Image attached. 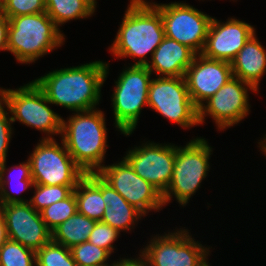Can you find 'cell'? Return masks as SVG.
I'll use <instances>...</instances> for the list:
<instances>
[{"label":"cell","mask_w":266,"mask_h":266,"mask_svg":"<svg viewBox=\"0 0 266 266\" xmlns=\"http://www.w3.org/2000/svg\"><path fill=\"white\" fill-rule=\"evenodd\" d=\"M152 73L147 66L131 65L120 73L112 94L115 127L126 136L136 129L142 107H148Z\"/></svg>","instance_id":"cell-7"},{"label":"cell","mask_w":266,"mask_h":266,"mask_svg":"<svg viewBox=\"0 0 266 266\" xmlns=\"http://www.w3.org/2000/svg\"><path fill=\"white\" fill-rule=\"evenodd\" d=\"M0 101V164L6 161L8 154L10 139L12 138V120L8 109Z\"/></svg>","instance_id":"cell-32"},{"label":"cell","mask_w":266,"mask_h":266,"mask_svg":"<svg viewBox=\"0 0 266 266\" xmlns=\"http://www.w3.org/2000/svg\"><path fill=\"white\" fill-rule=\"evenodd\" d=\"M0 101L11 114L12 123L18 120L27 127L44 132L46 137L42 139L61 136L63 118L47 105L51 103L34 80L16 89L1 88Z\"/></svg>","instance_id":"cell-5"},{"label":"cell","mask_w":266,"mask_h":266,"mask_svg":"<svg viewBox=\"0 0 266 266\" xmlns=\"http://www.w3.org/2000/svg\"><path fill=\"white\" fill-rule=\"evenodd\" d=\"M119 236V231L108 224L98 221L88 237V242L99 248H104L112 254L115 248L113 243L119 238Z\"/></svg>","instance_id":"cell-31"},{"label":"cell","mask_w":266,"mask_h":266,"mask_svg":"<svg viewBox=\"0 0 266 266\" xmlns=\"http://www.w3.org/2000/svg\"><path fill=\"white\" fill-rule=\"evenodd\" d=\"M5 220L7 237L23 246L38 251L52 240V232L28 202L0 205Z\"/></svg>","instance_id":"cell-15"},{"label":"cell","mask_w":266,"mask_h":266,"mask_svg":"<svg viewBox=\"0 0 266 266\" xmlns=\"http://www.w3.org/2000/svg\"><path fill=\"white\" fill-rule=\"evenodd\" d=\"M122 24L109 50L116 58L131 57L137 62L131 65L146 66L165 33L160 11L146 0H130ZM146 58V59H145Z\"/></svg>","instance_id":"cell-2"},{"label":"cell","mask_w":266,"mask_h":266,"mask_svg":"<svg viewBox=\"0 0 266 266\" xmlns=\"http://www.w3.org/2000/svg\"><path fill=\"white\" fill-rule=\"evenodd\" d=\"M249 91L257 92L250 84L233 77L199 108V124L210 116L219 131L238 124L249 115Z\"/></svg>","instance_id":"cell-13"},{"label":"cell","mask_w":266,"mask_h":266,"mask_svg":"<svg viewBox=\"0 0 266 266\" xmlns=\"http://www.w3.org/2000/svg\"><path fill=\"white\" fill-rule=\"evenodd\" d=\"M77 202V212L101 221L106 205L102 197V177L98 173H87L73 190Z\"/></svg>","instance_id":"cell-21"},{"label":"cell","mask_w":266,"mask_h":266,"mask_svg":"<svg viewBox=\"0 0 266 266\" xmlns=\"http://www.w3.org/2000/svg\"><path fill=\"white\" fill-rule=\"evenodd\" d=\"M34 184L77 186L86 173L75 163L64 142L41 139L28 157Z\"/></svg>","instance_id":"cell-8"},{"label":"cell","mask_w":266,"mask_h":266,"mask_svg":"<svg viewBox=\"0 0 266 266\" xmlns=\"http://www.w3.org/2000/svg\"><path fill=\"white\" fill-rule=\"evenodd\" d=\"M151 3L160 11L165 36L201 54L212 17L183 2Z\"/></svg>","instance_id":"cell-11"},{"label":"cell","mask_w":266,"mask_h":266,"mask_svg":"<svg viewBox=\"0 0 266 266\" xmlns=\"http://www.w3.org/2000/svg\"><path fill=\"white\" fill-rule=\"evenodd\" d=\"M36 266H78L68 247L54 241L35 252Z\"/></svg>","instance_id":"cell-27"},{"label":"cell","mask_w":266,"mask_h":266,"mask_svg":"<svg viewBox=\"0 0 266 266\" xmlns=\"http://www.w3.org/2000/svg\"><path fill=\"white\" fill-rule=\"evenodd\" d=\"M15 170L17 173L16 176L13 174ZM8 171L10 175L5 174ZM6 176L8 177L6 178ZM7 185L12 192L7 190ZM33 185L34 182L31 177V169L28 159L26 162H22L16 166L13 165L9 170L6 168V161L0 164V205L29 202V200L18 197L17 195L29 188H33Z\"/></svg>","instance_id":"cell-22"},{"label":"cell","mask_w":266,"mask_h":266,"mask_svg":"<svg viewBox=\"0 0 266 266\" xmlns=\"http://www.w3.org/2000/svg\"><path fill=\"white\" fill-rule=\"evenodd\" d=\"M64 41L65 35L46 12L9 18L8 51L18 63H33Z\"/></svg>","instance_id":"cell-4"},{"label":"cell","mask_w":266,"mask_h":266,"mask_svg":"<svg viewBox=\"0 0 266 266\" xmlns=\"http://www.w3.org/2000/svg\"><path fill=\"white\" fill-rule=\"evenodd\" d=\"M97 173L144 216L162 210V194L137 175L124 157L119 163L104 165Z\"/></svg>","instance_id":"cell-12"},{"label":"cell","mask_w":266,"mask_h":266,"mask_svg":"<svg viewBox=\"0 0 266 266\" xmlns=\"http://www.w3.org/2000/svg\"><path fill=\"white\" fill-rule=\"evenodd\" d=\"M62 119L61 141L75 163L87 174L104 166L108 148L104 112L92 109L72 113Z\"/></svg>","instance_id":"cell-3"},{"label":"cell","mask_w":266,"mask_h":266,"mask_svg":"<svg viewBox=\"0 0 266 266\" xmlns=\"http://www.w3.org/2000/svg\"><path fill=\"white\" fill-rule=\"evenodd\" d=\"M113 266H150V263L140 252L137 258H120L119 261H114Z\"/></svg>","instance_id":"cell-34"},{"label":"cell","mask_w":266,"mask_h":266,"mask_svg":"<svg viewBox=\"0 0 266 266\" xmlns=\"http://www.w3.org/2000/svg\"><path fill=\"white\" fill-rule=\"evenodd\" d=\"M73 260L78 266H113L107 263L111 254L104 248H99L86 241L70 248Z\"/></svg>","instance_id":"cell-28"},{"label":"cell","mask_w":266,"mask_h":266,"mask_svg":"<svg viewBox=\"0 0 266 266\" xmlns=\"http://www.w3.org/2000/svg\"><path fill=\"white\" fill-rule=\"evenodd\" d=\"M148 107L183 129L199 126V109L188 93L185 77L157 76L151 80Z\"/></svg>","instance_id":"cell-9"},{"label":"cell","mask_w":266,"mask_h":266,"mask_svg":"<svg viewBox=\"0 0 266 266\" xmlns=\"http://www.w3.org/2000/svg\"><path fill=\"white\" fill-rule=\"evenodd\" d=\"M0 266H36L35 251L8 239L0 249Z\"/></svg>","instance_id":"cell-29"},{"label":"cell","mask_w":266,"mask_h":266,"mask_svg":"<svg viewBox=\"0 0 266 266\" xmlns=\"http://www.w3.org/2000/svg\"><path fill=\"white\" fill-rule=\"evenodd\" d=\"M124 158L137 175L153 185L162 195L166 192L173 175L175 144L146 141L141 146L129 149Z\"/></svg>","instance_id":"cell-14"},{"label":"cell","mask_w":266,"mask_h":266,"mask_svg":"<svg viewBox=\"0 0 266 266\" xmlns=\"http://www.w3.org/2000/svg\"><path fill=\"white\" fill-rule=\"evenodd\" d=\"M188 93L199 109L223 85L233 78L231 63L196 54L185 73Z\"/></svg>","instance_id":"cell-16"},{"label":"cell","mask_w":266,"mask_h":266,"mask_svg":"<svg viewBox=\"0 0 266 266\" xmlns=\"http://www.w3.org/2000/svg\"><path fill=\"white\" fill-rule=\"evenodd\" d=\"M195 56L196 53L188 46L164 36L146 66L158 76L184 77Z\"/></svg>","instance_id":"cell-18"},{"label":"cell","mask_w":266,"mask_h":266,"mask_svg":"<svg viewBox=\"0 0 266 266\" xmlns=\"http://www.w3.org/2000/svg\"><path fill=\"white\" fill-rule=\"evenodd\" d=\"M33 187L35 192L28 203L37 212H41L51 204L67 198L77 186L34 184Z\"/></svg>","instance_id":"cell-25"},{"label":"cell","mask_w":266,"mask_h":266,"mask_svg":"<svg viewBox=\"0 0 266 266\" xmlns=\"http://www.w3.org/2000/svg\"><path fill=\"white\" fill-rule=\"evenodd\" d=\"M265 137L263 138V140H260V142H258L260 150L263 152L264 156H266V134L264 135Z\"/></svg>","instance_id":"cell-36"},{"label":"cell","mask_w":266,"mask_h":266,"mask_svg":"<svg viewBox=\"0 0 266 266\" xmlns=\"http://www.w3.org/2000/svg\"><path fill=\"white\" fill-rule=\"evenodd\" d=\"M164 234L154 235L140 250L150 266H200L207 260L210 247L195 241L189 230L180 228Z\"/></svg>","instance_id":"cell-10"},{"label":"cell","mask_w":266,"mask_h":266,"mask_svg":"<svg viewBox=\"0 0 266 266\" xmlns=\"http://www.w3.org/2000/svg\"><path fill=\"white\" fill-rule=\"evenodd\" d=\"M233 77L250 84L257 92L266 72V51L253 34L231 62Z\"/></svg>","instance_id":"cell-19"},{"label":"cell","mask_w":266,"mask_h":266,"mask_svg":"<svg viewBox=\"0 0 266 266\" xmlns=\"http://www.w3.org/2000/svg\"><path fill=\"white\" fill-rule=\"evenodd\" d=\"M109 73V63L93 61L61 68L34 79L51 104L73 112L96 109L101 88Z\"/></svg>","instance_id":"cell-1"},{"label":"cell","mask_w":266,"mask_h":266,"mask_svg":"<svg viewBox=\"0 0 266 266\" xmlns=\"http://www.w3.org/2000/svg\"><path fill=\"white\" fill-rule=\"evenodd\" d=\"M200 266H210V264L207 262V260H205Z\"/></svg>","instance_id":"cell-37"},{"label":"cell","mask_w":266,"mask_h":266,"mask_svg":"<svg viewBox=\"0 0 266 266\" xmlns=\"http://www.w3.org/2000/svg\"><path fill=\"white\" fill-rule=\"evenodd\" d=\"M8 240L7 237V231H6V224L5 220L2 216V213L0 211V249L5 244V242Z\"/></svg>","instance_id":"cell-35"},{"label":"cell","mask_w":266,"mask_h":266,"mask_svg":"<svg viewBox=\"0 0 266 266\" xmlns=\"http://www.w3.org/2000/svg\"><path fill=\"white\" fill-rule=\"evenodd\" d=\"M46 13L56 26L70 20L86 19L96 12V0H45Z\"/></svg>","instance_id":"cell-23"},{"label":"cell","mask_w":266,"mask_h":266,"mask_svg":"<svg viewBox=\"0 0 266 266\" xmlns=\"http://www.w3.org/2000/svg\"><path fill=\"white\" fill-rule=\"evenodd\" d=\"M1 11L8 17L46 12L45 0H1Z\"/></svg>","instance_id":"cell-30"},{"label":"cell","mask_w":266,"mask_h":266,"mask_svg":"<svg viewBox=\"0 0 266 266\" xmlns=\"http://www.w3.org/2000/svg\"><path fill=\"white\" fill-rule=\"evenodd\" d=\"M102 197L106 208L101 222L112 226L119 232L131 231L135 227L136 222L144 216L103 178Z\"/></svg>","instance_id":"cell-20"},{"label":"cell","mask_w":266,"mask_h":266,"mask_svg":"<svg viewBox=\"0 0 266 266\" xmlns=\"http://www.w3.org/2000/svg\"><path fill=\"white\" fill-rule=\"evenodd\" d=\"M76 212L77 202L73 191L67 198L51 204L40 213L42 220L52 232Z\"/></svg>","instance_id":"cell-26"},{"label":"cell","mask_w":266,"mask_h":266,"mask_svg":"<svg viewBox=\"0 0 266 266\" xmlns=\"http://www.w3.org/2000/svg\"><path fill=\"white\" fill-rule=\"evenodd\" d=\"M211 152H213L212 147L203 137L194 138L185 146H176L172 179L162 195L164 206L173 196L182 207L188 204L208 174Z\"/></svg>","instance_id":"cell-6"},{"label":"cell","mask_w":266,"mask_h":266,"mask_svg":"<svg viewBox=\"0 0 266 266\" xmlns=\"http://www.w3.org/2000/svg\"><path fill=\"white\" fill-rule=\"evenodd\" d=\"M255 33L253 25L235 17L228 18L225 23L212 17L201 54L210 59L231 63Z\"/></svg>","instance_id":"cell-17"},{"label":"cell","mask_w":266,"mask_h":266,"mask_svg":"<svg viewBox=\"0 0 266 266\" xmlns=\"http://www.w3.org/2000/svg\"><path fill=\"white\" fill-rule=\"evenodd\" d=\"M96 220L76 212L52 231V241L69 249L88 241Z\"/></svg>","instance_id":"cell-24"},{"label":"cell","mask_w":266,"mask_h":266,"mask_svg":"<svg viewBox=\"0 0 266 266\" xmlns=\"http://www.w3.org/2000/svg\"><path fill=\"white\" fill-rule=\"evenodd\" d=\"M9 18L0 11V51H8Z\"/></svg>","instance_id":"cell-33"}]
</instances>
